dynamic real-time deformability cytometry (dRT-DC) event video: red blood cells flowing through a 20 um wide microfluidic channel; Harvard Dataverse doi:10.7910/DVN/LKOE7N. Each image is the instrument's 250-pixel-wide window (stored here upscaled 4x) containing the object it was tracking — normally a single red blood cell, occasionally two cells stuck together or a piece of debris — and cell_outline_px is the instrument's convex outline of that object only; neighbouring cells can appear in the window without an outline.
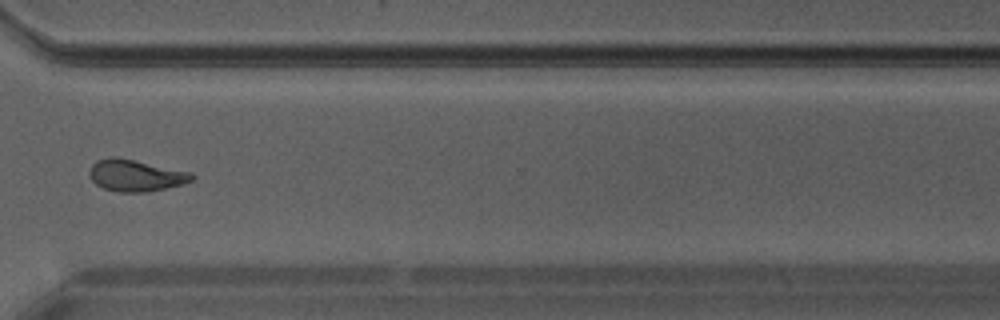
{"species": "Egyptian fruit bat (a non-hibernating species)", "species_latin": "Rousettus aegyptiacus", "temperature_condition": "warm", "stored_images_in_passage": 30, "camera_frame_rate_fps": 3000, "um_per_image_px": 0.085, "animal": {"sex": "male"}, "frame": {"image": 1, "passage_image": 22, "time_ms": 7.0, "image_size_px": [1000, 320], "cell_outline_px": [[196, 176], [192, 180], [180, 184], [148, 192], [120, 192], [104, 188], [96, 184], [92, 180], [88, 172], [92, 164], [96, 160], [112, 156], [116, 156], [192, 172]], "centroid_in_image_um": [11.51, 14.9], "position_along_channel_um": 359.1, "area_um2": 18.9}}